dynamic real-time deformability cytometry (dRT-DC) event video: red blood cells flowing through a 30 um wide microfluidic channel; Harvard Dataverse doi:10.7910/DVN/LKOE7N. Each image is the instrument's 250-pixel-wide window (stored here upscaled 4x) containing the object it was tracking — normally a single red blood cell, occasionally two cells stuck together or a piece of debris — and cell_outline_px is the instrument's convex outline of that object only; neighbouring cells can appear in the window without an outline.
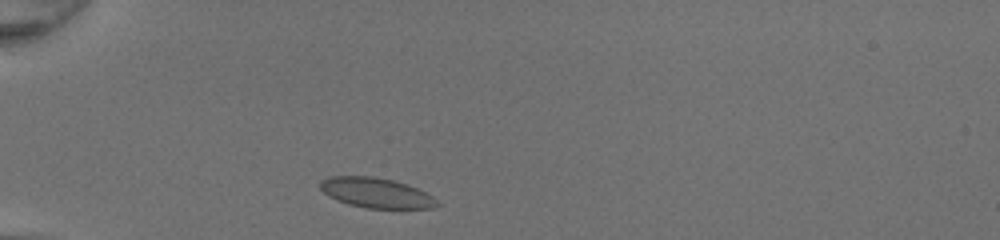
{"species": "common noctule bat (a hibernating species)", "species_latin": "Nyctalus noctula", "temperature_condition": "room temperature", "stored_images_in_passage": 29, "camera_frame_rate_fps": 3000, "um_per_image_px": 0.085, "animal": {"sex": "female", "body_mass_g": 20.0, "forearm_length_mm": 54.0}, "frame": {"image": 1, "passage_image": 1, "time_ms": 0.0, "image_size_px": [1000, 240], "cell_outline_px": [[440, 204], [436, 208], [364, 208], [348, 204], [336, 200], [328, 196], [320, 188], [320, 180], [328, 176], [372, 176], [392, 180], [408, 184], [432, 196]], "centroid_in_image_um": [31.94, 16.39], "position_along_channel_um": 53.1, "area_um2": 20.52}}
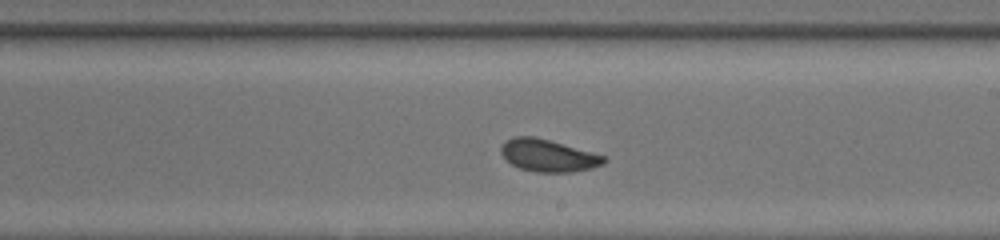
{"frame": {"image": 2, "passage_image": 16, "time_ms": 5.0, "image_size_px": [1000, 240], "cell_outline_px": [[608, 160], [604, 164], [592, 168], [572, 172], [536, 172], [520, 168], [512, 164], [500, 152], [500, 148], [512, 136], [536, 136], [608, 156]], "centroid_in_image_um": [46.66, 13.21], "position_along_channel_um": 242.3, "area_um2": 19.48}}
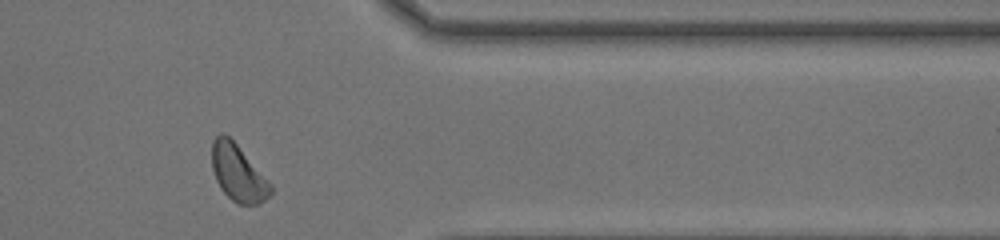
{"frame": {"image": 3, "passage_image": 27, "time_ms": 8.667, "image_size_px": [1000, 240], "cell_outline_px": [[272, 192], [260, 204], [236, 204], [220, 188], [216, 180], [212, 168], [212, 140], [220, 132], [224, 132], [236, 144], [272, 184]], "centroid_in_image_um": [20.22, 14.7], "position_along_channel_um": 391.2, "area_um2": 19.25}, "authors_computed_cell_mechanics": {"area_um2": 19.4208, "velocity_mm_per_s": 4.2894, "shape_relaxation_time_tau1_ms": 2.477, "shape_relaxation_time_tau2_ms": 0.486, "deformation_change_tau1": 0.0803, "deformation_change_tau2": 0.045}}